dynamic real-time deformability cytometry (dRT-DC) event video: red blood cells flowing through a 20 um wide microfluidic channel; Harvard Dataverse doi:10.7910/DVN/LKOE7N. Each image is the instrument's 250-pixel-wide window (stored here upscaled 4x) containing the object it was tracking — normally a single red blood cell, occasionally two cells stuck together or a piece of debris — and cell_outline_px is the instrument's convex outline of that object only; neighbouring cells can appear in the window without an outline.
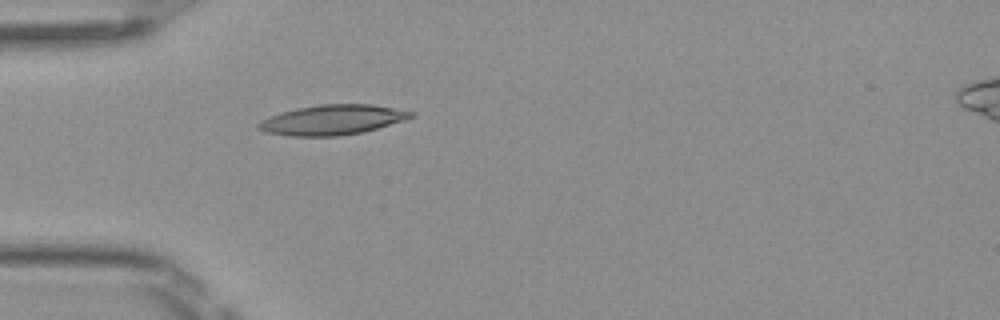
{"species": "Egyptian fruit bat (a non-hibernating species)", "species_latin": "Rousettus aegyptiacus", "temperature_condition": "room temperature", "stored_images_in_passage": 5, "camera_frame_rate_fps": 3000, "um_per_image_px": 0.085, "frame": {"image": 1, "passage_image": 5, "time_ms": 1.333, "image_size_px": [1000, 320], "cell_outline_px": [[416, 116], [404, 120], [364, 132], [340, 136], [292, 136], [268, 132], [256, 128], [256, 124], [260, 120], [280, 112], [296, 108], [320, 104], [372, 104], [416, 112]], "centroid_in_image_um": [28.26, 10.18], "position_along_channel_um": 56.7, "area_um2": 26.76}}